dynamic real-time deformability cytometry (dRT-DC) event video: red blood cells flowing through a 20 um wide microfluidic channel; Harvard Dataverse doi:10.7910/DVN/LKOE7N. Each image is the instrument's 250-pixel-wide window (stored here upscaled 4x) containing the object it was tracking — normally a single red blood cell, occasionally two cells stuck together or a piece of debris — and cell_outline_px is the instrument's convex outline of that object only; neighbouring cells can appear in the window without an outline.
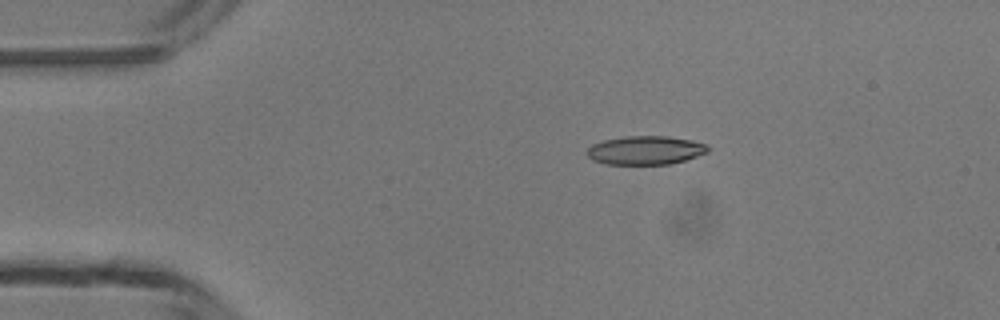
{"species": "common noctule bat (a hibernating species)", "species_latin": "Nyctalus noctula", "temperature_condition": "room temperature", "stored_images_in_passage": 5, "segment_of_instrument_passage": [2, 2], "camera_frame_rate_fps": 3000, "um_per_image_px": 0.085, "animal": {"sex": "male", "body_mass_g": 13.3}, "frame": {"image": 1, "passage_image": 5, "time_ms": 5.667, "image_size_px": [1000, 320], "cell_outline_px": [[708, 152], [684, 160], [668, 164], [604, 164], [592, 160], [588, 156], [588, 148], [592, 144], [604, 140], [624, 136], [668, 136], [692, 140], [708, 144]], "centroid_in_image_um": [54.86, 12.76], "position_along_channel_um": 30.1, "area_um2": 20.17}}